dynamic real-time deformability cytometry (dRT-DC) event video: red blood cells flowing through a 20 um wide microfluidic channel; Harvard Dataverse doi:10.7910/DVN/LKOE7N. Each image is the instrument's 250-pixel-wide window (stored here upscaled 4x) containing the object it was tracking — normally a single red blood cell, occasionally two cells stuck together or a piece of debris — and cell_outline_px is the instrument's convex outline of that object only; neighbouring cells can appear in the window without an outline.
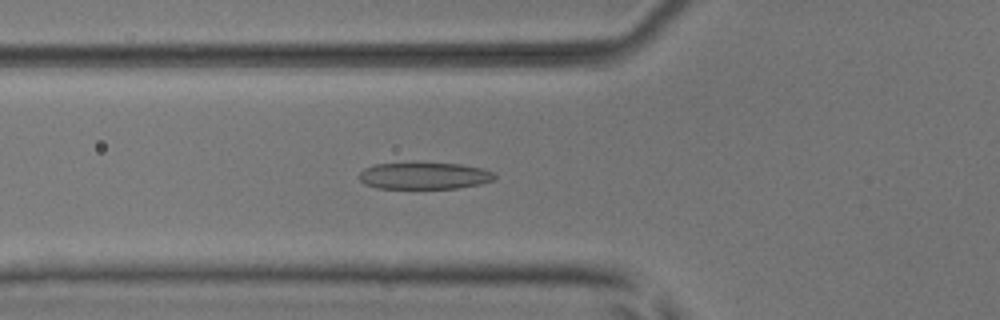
{"species": "common noctule bat (a hibernating species)", "species_latin": "Nyctalus noctula", "temperature_condition": "room temperature", "stored_images_in_passage": 50, "camera_frame_rate_fps": 3000, "um_per_image_px": 0.085, "animal": {"sex": "male", "body_mass_g": 17.9, "forearm_length_mm": 54.2}, "frame": {"image": 1, "passage_image": 17, "time_ms": 5.333, "image_size_px": [1000, 320], "cell_outline_px": [[496, 176], [492, 180], [480, 184], [456, 188], [376, 188], [364, 184], [360, 180], [360, 172], [364, 168], [376, 164], [460, 164], [484, 168], [492, 172]], "centroid_in_image_um": [36.06, 14.95], "position_along_channel_um": 89.7, "area_um2": 20.75}}
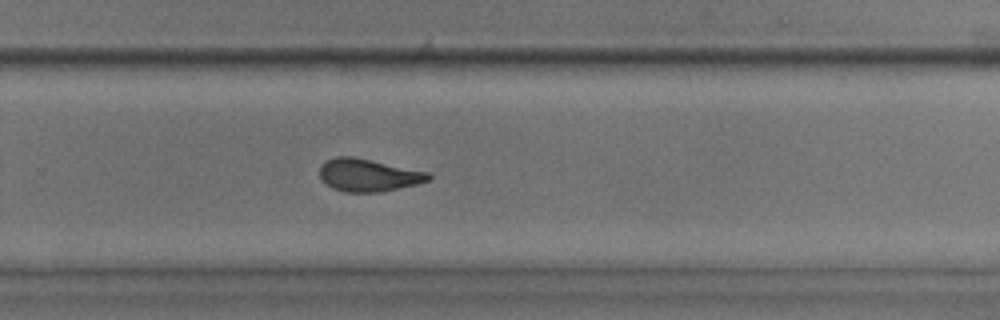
{"frame": {"image": 2, "passage_image": 33, "time_ms": 10.667, "image_size_px": [1000, 320], "cell_outline_px": [[432, 180], [416, 184], [380, 192], [344, 192], [332, 188], [320, 176], [320, 164], [324, 160], [336, 156], [352, 156], [428, 172], [432, 176]], "centroid_in_image_um": [31.29, 14.88], "position_along_channel_um": 298.5, "area_um2": 20.63}}
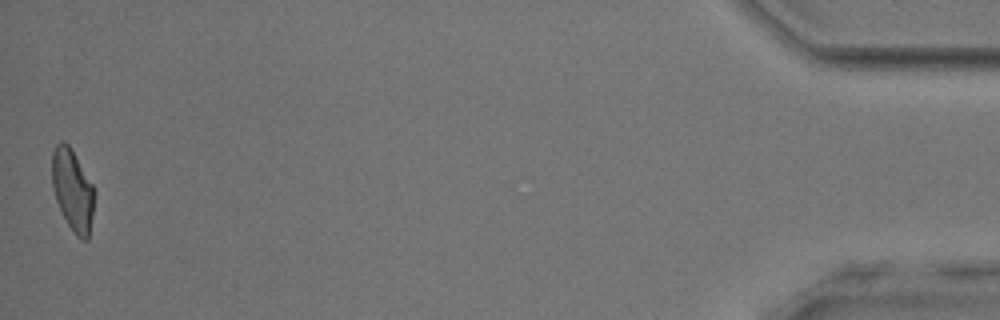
{"frame": {"image": 3, "passage_image": 50, "time_ms": 16.333, "image_size_px": [1000, 320], "cell_outline_px": [[96, 192], [88, 240], [80, 240], [76, 236], [68, 224], [56, 200], [52, 188], [52, 152], [56, 144], [60, 140], [68, 144], [92, 184]], "centroid_in_image_um": [6.17, 16.17], "position_along_channel_um": 429.0, "area_um2": 20.06}, "authors_computed_cell_mechanics": {"area_um2": 21.1548, "velocity_mm_per_s": 3.9261, "shape_relaxation_time_tau1_ms": 4.2982, "shape_relaxation_time_tau2_ms": 1.8926, "deformation_change_tau1": 0.1689, "deformation_change_tau2": 0.0891}}